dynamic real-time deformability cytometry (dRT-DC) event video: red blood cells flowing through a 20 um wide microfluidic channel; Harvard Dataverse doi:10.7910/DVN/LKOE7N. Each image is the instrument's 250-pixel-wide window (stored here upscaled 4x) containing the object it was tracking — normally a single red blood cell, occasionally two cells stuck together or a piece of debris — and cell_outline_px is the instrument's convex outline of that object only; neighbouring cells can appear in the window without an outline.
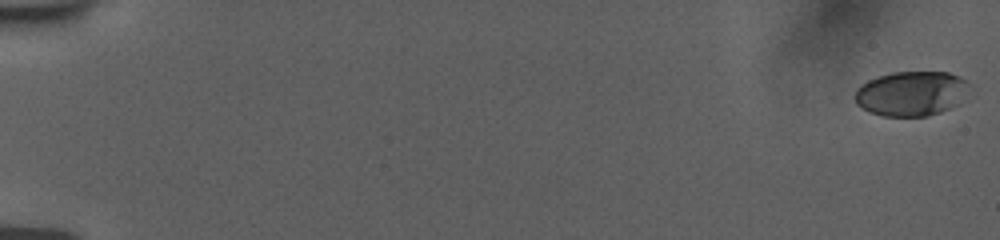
{"species": "human", "species_latin": "Homo sapiens", "temperature_condition": "room temperature", "stored_images_in_passage": 57, "camera_frame_rate_fps": 3000, "um_per_image_px": 0.085, "donor": {"sex": "female"}, "frame": {"image": 1, "passage_image": 1, "time_ms": 0.0, "image_size_px": [1000, 240], "cell_outline_px": [[968, 84], [960, 104], [940, 112], [928, 116], [884, 116], [868, 112], [856, 104], [856, 88], [868, 80], [892, 72], [948, 72], [960, 76], [968, 80]], "centroid_in_image_um": [77.46, 7.95], "position_along_channel_um": 7.5, "area_um2": 29.82}}
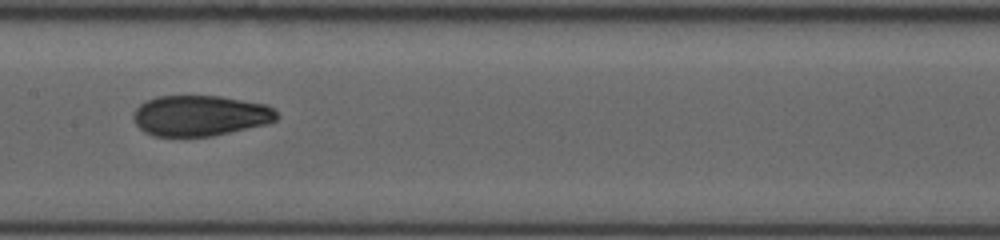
{"frame": {"image": 2, "passage_image": 31, "time_ms": 10.0, "image_size_px": [1000, 240], "cell_outline_px": [[280, 116], [276, 120], [264, 124], [212, 136], [152, 136], [144, 132], [136, 124], [132, 116], [136, 108], [144, 100], [156, 96], [220, 96], [264, 104], [276, 108]], "centroid_in_image_um": [17.0, 9.82], "position_along_channel_um": 190.4, "area_um2": 34.04}}
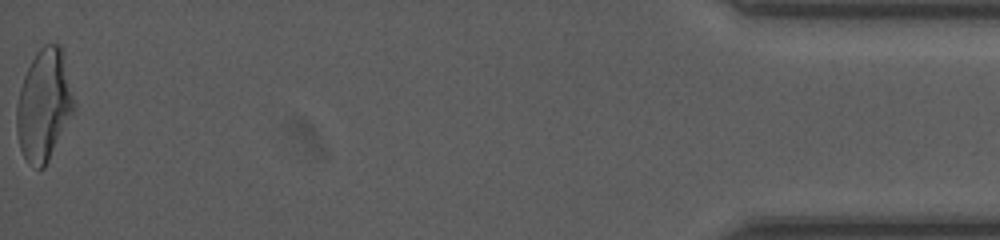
{"frame": {"image": 3, "passage_image": 57, "time_ms": 18.667, "image_size_px": [1000, 240], "cell_outline_px": [[76, 108], [44, 168], [40, 168], [28, 164], [20, 148], [16, 132], [16, 104], [20, 88], [24, 76], [36, 52], [44, 44], [60, 44], [64, 48]], "centroid_in_image_um": [3.75, 8.89], "position_along_channel_um": 431.4, "area_um2": 37.57}, "authors_computed_cell_mechanics": {"area_um2": 33.9864, "velocity_mm_per_s": 3.7746, "shape_relaxation_time_tau1_ms": 6.5874, "shape_relaxation_time_tau2_ms": 1.4836, "deformation_change_tau1": 0.2068, "deformation_change_tau2": 0.0681}}